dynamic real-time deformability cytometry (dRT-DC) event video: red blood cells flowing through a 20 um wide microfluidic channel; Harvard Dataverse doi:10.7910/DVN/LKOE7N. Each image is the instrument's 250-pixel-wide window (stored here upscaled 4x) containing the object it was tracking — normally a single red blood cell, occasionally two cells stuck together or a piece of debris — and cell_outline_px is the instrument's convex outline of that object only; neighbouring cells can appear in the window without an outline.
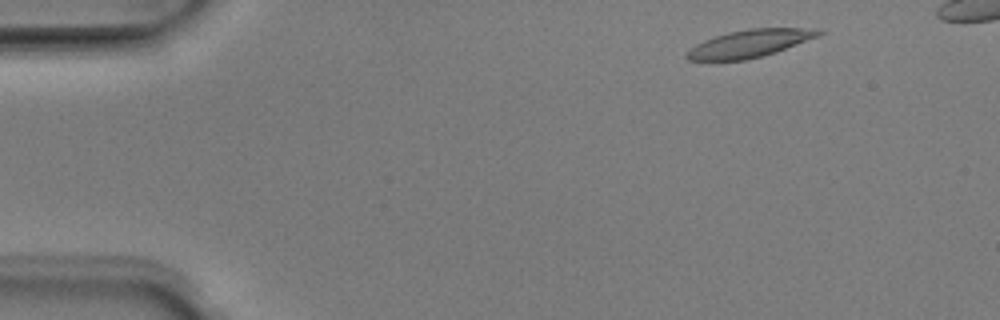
{"species": "Egyptian fruit bat (a non-hibernating species)", "species_latin": "Rousettus aegyptiacus", "temperature_condition": "room temperature", "stored_images_in_passage": 45, "camera_frame_rate_fps": 3000, "um_per_image_px": 0.085, "animal": {"sex": "male"}, "frame": {"image": 1, "passage_image": 3, "time_ms": 0.667, "image_size_px": [1000, 320], "cell_outline_px": [[824, 32], [816, 36], [784, 48], [760, 56], [744, 60], [688, 60], [684, 56], [696, 44], [704, 40], [728, 32], [748, 28], [800, 28]], "centroid_in_image_um": [63.61, 3.69], "position_along_channel_um": 21.4, "area_um2": 20.29}}
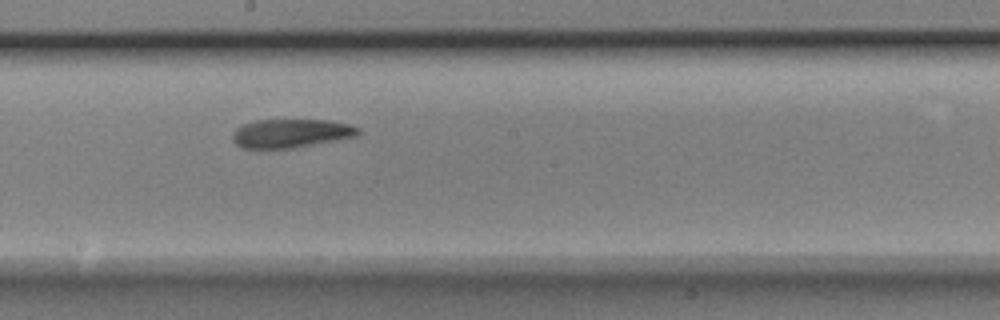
{"frame": {"image": 2, "passage_image": 25, "time_ms": 8.0, "image_size_px": [1000, 320], "cell_outline_px": [[360, 132], [356, 136], [296, 148], [240, 148], [232, 140], [232, 132], [240, 124], [256, 120], [328, 120], [348, 124], [360, 128]], "centroid_in_image_um": [24.68, 11.33], "position_along_channel_um": 223.5, "area_um2": 21.15}}
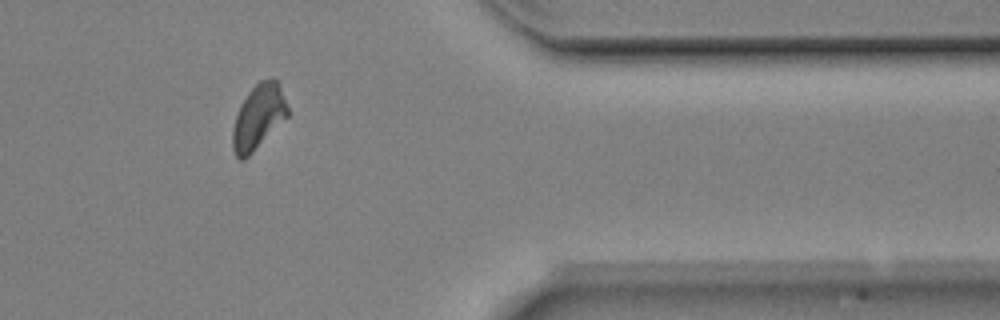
{"frame": {"image": 3, "passage_image": 39, "time_ms": 12.667, "image_size_px": [1000, 320], "cell_outline_px": [[288, 116], [244, 160], [240, 160], [236, 156], [232, 148], [232, 132], [236, 116], [240, 104], [248, 92], [260, 80], [272, 76], [276, 80], [280, 88], [288, 108]], "centroid_in_image_um": [21.94, 9.92], "position_along_channel_um": 389.5, "area_um2": 20.46}, "authors_computed_cell_mechanics": {"area_um2": 21.2704, "velocity_mm_per_s": 3.9574, "shape_relaxation_time_tau1_ms": 11.2355, "shape_relaxation_time_tau2_ms": 3.1639, "deformation_change_tau1": 0.272, "deformation_change_tau2": 0.104}}